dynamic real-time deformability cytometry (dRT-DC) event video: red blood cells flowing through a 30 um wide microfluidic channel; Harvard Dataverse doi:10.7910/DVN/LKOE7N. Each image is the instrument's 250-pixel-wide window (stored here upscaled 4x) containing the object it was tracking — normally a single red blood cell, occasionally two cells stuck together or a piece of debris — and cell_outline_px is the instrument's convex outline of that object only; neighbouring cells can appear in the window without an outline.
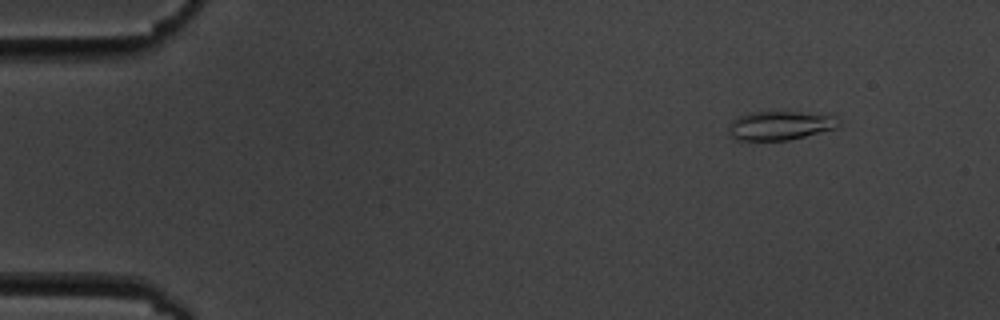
{"species": "common noctule bat (a hibernating species)", "species_latin": "Nyctalus noctula", "temperature_condition": "cold", "stored_images_in_passage": 5, "camera_frame_rate_fps": 3000, "um_per_image_px": 0.085, "animal": {"sex": "male", "body_mass_g": 19.5, "forearm_length_mm": 54.6}, "frame": {"image": 1, "passage_image": 2, "time_ms": 1.0, "image_size_px": [1000, 320], "cell_outline_px": [[840, 124], [836, 128], [788, 140], [736, 140], [728, 132], [728, 128], [732, 120], [736, 116], [752, 112], [800, 112], [832, 116], [840, 120]], "centroid_in_image_um": [66.26, 10.67], "position_along_channel_um": 18.7, "area_um2": 18.38}}
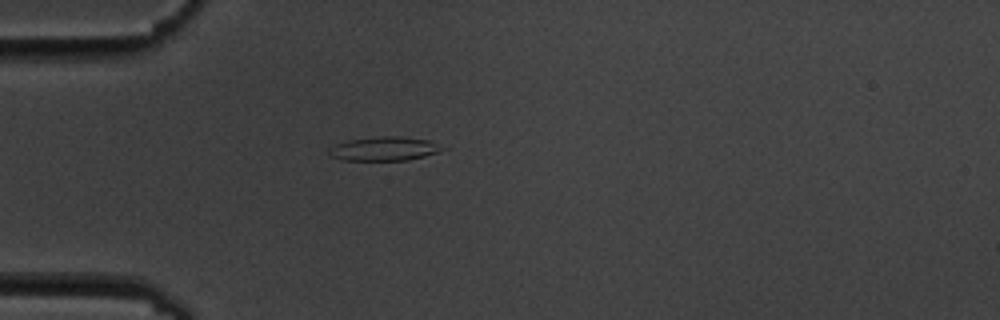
{"frame": {"image": 2, "passage_image": 5, "time_ms": 4.333, "image_size_px": [1000, 320], "cell_outline_px": [[448, 148], [440, 152], [408, 160], [340, 160], [328, 156], [328, 148], [336, 144], [348, 140], [384, 136], [400, 136], [428, 140]], "centroid_in_image_um": [32.65, 12.65], "position_along_channel_um": 52.3, "area_um2": 15.95}}